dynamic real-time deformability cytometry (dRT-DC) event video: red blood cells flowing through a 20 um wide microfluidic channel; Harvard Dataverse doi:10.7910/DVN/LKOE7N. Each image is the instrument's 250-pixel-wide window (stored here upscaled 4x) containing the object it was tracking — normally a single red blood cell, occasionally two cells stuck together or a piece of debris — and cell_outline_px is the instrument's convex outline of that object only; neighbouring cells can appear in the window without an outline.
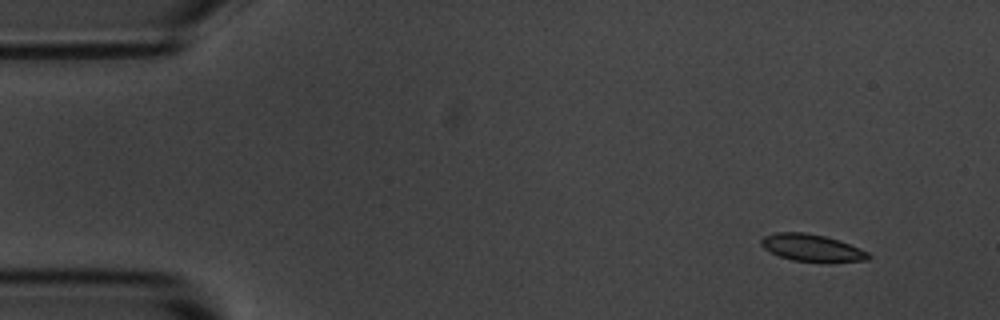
{"species": "common noctule bat (a hibernating species)", "species_latin": "Nyctalus noctula", "temperature_condition": "room temperature", "stored_images_in_passage": 49, "camera_frame_rate_fps": 3000, "um_per_image_px": 0.085, "animal": {"sex": "male", "body_mass_g": 20.1, "forearm_length_mm": 53.5}, "frame": {"image": 1, "passage_image": 1, "time_ms": 0.0, "image_size_px": [1000, 320], "cell_outline_px": [[872, 256], [868, 260], [792, 260], [780, 256], [764, 248], [760, 244], [760, 240], [764, 236], [776, 232], [804, 232], [824, 236], [860, 248], [868, 252]], "centroid_in_image_um": [68.95, 21.03], "position_along_channel_um": 16.0, "area_um2": 16.18}}
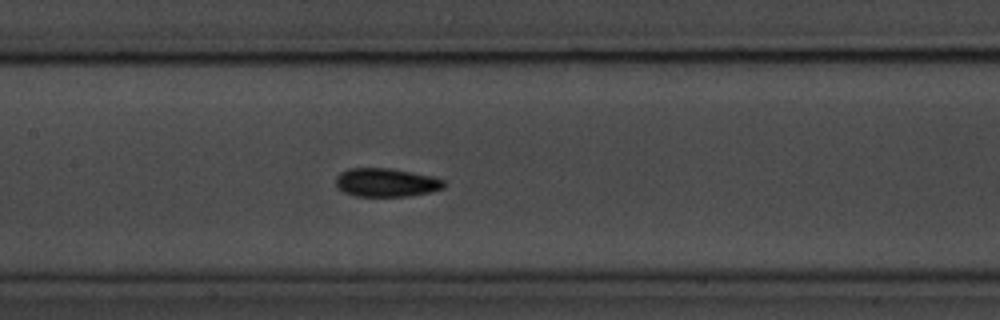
{"frame": {"image": 2, "passage_image": 22, "time_ms": 7.0, "image_size_px": [1000, 320], "cell_outline_px": [[444, 188], [432, 192], [408, 196], [356, 196], [344, 192], [336, 184], [336, 176], [340, 172], [348, 168], [392, 168], [432, 176], [444, 180]], "centroid_in_image_um": [32.83, 15.51], "position_along_channel_um": 174.6, "area_um2": 18.03}}
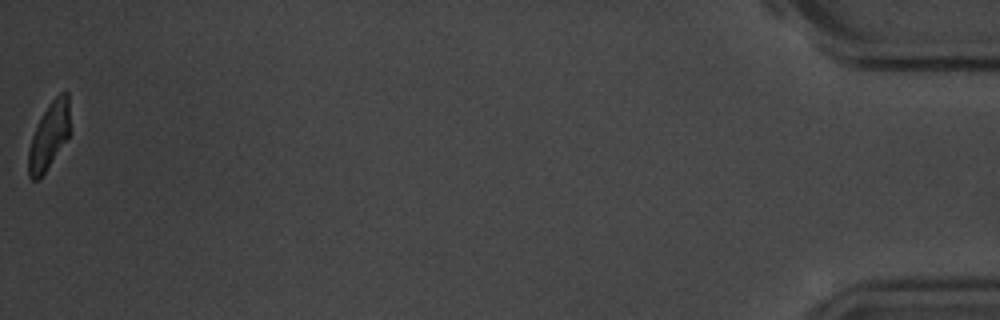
{"frame": {"image": 3, "passage_image": 49, "time_ms": 16.0, "image_size_px": [1000, 320], "cell_outline_px": [[68, 136], [44, 172], [36, 180], [32, 180], [28, 176], [28, 148], [32, 136], [48, 104], [60, 92], [68, 92]], "centroid_in_image_um": [4.13, 11.55], "position_along_channel_um": 431.1, "area_um2": 15.43}, "authors_computed_cell_mechanics": {"area_um2": 17.5134, "velocity_mm_per_s": 3.6472, "shape_relaxation_time_tau1_ms": 2.2891, "shape_relaxation_time_tau2_ms": 2.9421, "deformation_change_tau1": 0.0798, "deformation_change_tau2": 0.0516}}